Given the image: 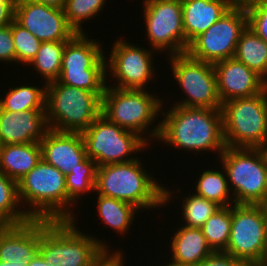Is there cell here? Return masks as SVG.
<instances>
[{
	"instance_id": "17",
	"label": "cell",
	"mask_w": 267,
	"mask_h": 266,
	"mask_svg": "<svg viewBox=\"0 0 267 266\" xmlns=\"http://www.w3.org/2000/svg\"><path fill=\"white\" fill-rule=\"evenodd\" d=\"M213 67L222 104L237 98L255 96L267 88V82L261 76L235 58L217 62Z\"/></svg>"
},
{
	"instance_id": "13",
	"label": "cell",
	"mask_w": 267,
	"mask_h": 266,
	"mask_svg": "<svg viewBox=\"0 0 267 266\" xmlns=\"http://www.w3.org/2000/svg\"><path fill=\"white\" fill-rule=\"evenodd\" d=\"M147 40L154 51H169L168 56L186 52L181 0H144Z\"/></svg>"
},
{
	"instance_id": "32",
	"label": "cell",
	"mask_w": 267,
	"mask_h": 266,
	"mask_svg": "<svg viewBox=\"0 0 267 266\" xmlns=\"http://www.w3.org/2000/svg\"><path fill=\"white\" fill-rule=\"evenodd\" d=\"M183 197L182 217L184 226L201 228L221 206L197 194ZM185 198V199H184Z\"/></svg>"
},
{
	"instance_id": "33",
	"label": "cell",
	"mask_w": 267,
	"mask_h": 266,
	"mask_svg": "<svg viewBox=\"0 0 267 266\" xmlns=\"http://www.w3.org/2000/svg\"><path fill=\"white\" fill-rule=\"evenodd\" d=\"M105 3L106 0H66L63 10L69 25L81 34L84 33L81 24L99 15Z\"/></svg>"
},
{
	"instance_id": "40",
	"label": "cell",
	"mask_w": 267,
	"mask_h": 266,
	"mask_svg": "<svg viewBox=\"0 0 267 266\" xmlns=\"http://www.w3.org/2000/svg\"><path fill=\"white\" fill-rule=\"evenodd\" d=\"M229 9L248 12L255 7L266 3L267 0H227Z\"/></svg>"
},
{
	"instance_id": "14",
	"label": "cell",
	"mask_w": 267,
	"mask_h": 266,
	"mask_svg": "<svg viewBox=\"0 0 267 266\" xmlns=\"http://www.w3.org/2000/svg\"><path fill=\"white\" fill-rule=\"evenodd\" d=\"M247 26L246 12L229 9L196 37L186 52L194 59L211 64L234 58L238 40Z\"/></svg>"
},
{
	"instance_id": "25",
	"label": "cell",
	"mask_w": 267,
	"mask_h": 266,
	"mask_svg": "<svg viewBox=\"0 0 267 266\" xmlns=\"http://www.w3.org/2000/svg\"><path fill=\"white\" fill-rule=\"evenodd\" d=\"M97 211L101 222L108 225L113 231L122 236L129 230L135 214L140 211L137 207L127 202L97 195Z\"/></svg>"
},
{
	"instance_id": "38",
	"label": "cell",
	"mask_w": 267,
	"mask_h": 266,
	"mask_svg": "<svg viewBox=\"0 0 267 266\" xmlns=\"http://www.w3.org/2000/svg\"><path fill=\"white\" fill-rule=\"evenodd\" d=\"M111 249H103L91 262L90 266H124L122 251L111 252Z\"/></svg>"
},
{
	"instance_id": "28",
	"label": "cell",
	"mask_w": 267,
	"mask_h": 266,
	"mask_svg": "<svg viewBox=\"0 0 267 266\" xmlns=\"http://www.w3.org/2000/svg\"><path fill=\"white\" fill-rule=\"evenodd\" d=\"M225 174V170H204V172L199 175L200 177L196 182L195 194L213 201L221 207L234 205V198L232 194H230L227 175Z\"/></svg>"
},
{
	"instance_id": "43",
	"label": "cell",
	"mask_w": 267,
	"mask_h": 266,
	"mask_svg": "<svg viewBox=\"0 0 267 266\" xmlns=\"http://www.w3.org/2000/svg\"><path fill=\"white\" fill-rule=\"evenodd\" d=\"M0 266H27V262L15 261V262L8 263V262H1L0 261Z\"/></svg>"
},
{
	"instance_id": "1",
	"label": "cell",
	"mask_w": 267,
	"mask_h": 266,
	"mask_svg": "<svg viewBox=\"0 0 267 266\" xmlns=\"http://www.w3.org/2000/svg\"><path fill=\"white\" fill-rule=\"evenodd\" d=\"M161 114L160 132L156 140L188 152L216 151L226 148L221 109L188 108L173 105ZM212 150V151H211Z\"/></svg>"
},
{
	"instance_id": "18",
	"label": "cell",
	"mask_w": 267,
	"mask_h": 266,
	"mask_svg": "<svg viewBox=\"0 0 267 266\" xmlns=\"http://www.w3.org/2000/svg\"><path fill=\"white\" fill-rule=\"evenodd\" d=\"M42 159L67 175L79 167L86 157V146L80 132H60L49 129L39 142Z\"/></svg>"
},
{
	"instance_id": "45",
	"label": "cell",
	"mask_w": 267,
	"mask_h": 266,
	"mask_svg": "<svg viewBox=\"0 0 267 266\" xmlns=\"http://www.w3.org/2000/svg\"><path fill=\"white\" fill-rule=\"evenodd\" d=\"M162 266H180V265L172 263V262H167V264L162 265Z\"/></svg>"
},
{
	"instance_id": "21",
	"label": "cell",
	"mask_w": 267,
	"mask_h": 266,
	"mask_svg": "<svg viewBox=\"0 0 267 266\" xmlns=\"http://www.w3.org/2000/svg\"><path fill=\"white\" fill-rule=\"evenodd\" d=\"M181 4L186 51L196 37L229 10L227 0H181Z\"/></svg>"
},
{
	"instance_id": "42",
	"label": "cell",
	"mask_w": 267,
	"mask_h": 266,
	"mask_svg": "<svg viewBox=\"0 0 267 266\" xmlns=\"http://www.w3.org/2000/svg\"><path fill=\"white\" fill-rule=\"evenodd\" d=\"M27 266H54L53 264L47 263L40 253L27 263Z\"/></svg>"
},
{
	"instance_id": "19",
	"label": "cell",
	"mask_w": 267,
	"mask_h": 266,
	"mask_svg": "<svg viewBox=\"0 0 267 266\" xmlns=\"http://www.w3.org/2000/svg\"><path fill=\"white\" fill-rule=\"evenodd\" d=\"M48 130L45 109H32L16 113L0 107V141L2 145L40 142Z\"/></svg>"
},
{
	"instance_id": "24",
	"label": "cell",
	"mask_w": 267,
	"mask_h": 266,
	"mask_svg": "<svg viewBox=\"0 0 267 266\" xmlns=\"http://www.w3.org/2000/svg\"><path fill=\"white\" fill-rule=\"evenodd\" d=\"M234 58L267 82V43L248 26L238 40Z\"/></svg>"
},
{
	"instance_id": "47",
	"label": "cell",
	"mask_w": 267,
	"mask_h": 266,
	"mask_svg": "<svg viewBox=\"0 0 267 266\" xmlns=\"http://www.w3.org/2000/svg\"><path fill=\"white\" fill-rule=\"evenodd\" d=\"M0 2H16V0H0Z\"/></svg>"
},
{
	"instance_id": "23",
	"label": "cell",
	"mask_w": 267,
	"mask_h": 266,
	"mask_svg": "<svg viewBox=\"0 0 267 266\" xmlns=\"http://www.w3.org/2000/svg\"><path fill=\"white\" fill-rule=\"evenodd\" d=\"M39 142L2 145L0 149V171L18 182L41 160Z\"/></svg>"
},
{
	"instance_id": "22",
	"label": "cell",
	"mask_w": 267,
	"mask_h": 266,
	"mask_svg": "<svg viewBox=\"0 0 267 266\" xmlns=\"http://www.w3.org/2000/svg\"><path fill=\"white\" fill-rule=\"evenodd\" d=\"M171 237L172 263L180 266H197L213 253L201 228L182 227Z\"/></svg>"
},
{
	"instance_id": "44",
	"label": "cell",
	"mask_w": 267,
	"mask_h": 266,
	"mask_svg": "<svg viewBox=\"0 0 267 266\" xmlns=\"http://www.w3.org/2000/svg\"><path fill=\"white\" fill-rule=\"evenodd\" d=\"M262 210H263V214L265 217V223H266V228H267V200L263 203L260 204Z\"/></svg>"
},
{
	"instance_id": "37",
	"label": "cell",
	"mask_w": 267,
	"mask_h": 266,
	"mask_svg": "<svg viewBox=\"0 0 267 266\" xmlns=\"http://www.w3.org/2000/svg\"><path fill=\"white\" fill-rule=\"evenodd\" d=\"M242 260L236 259L225 252H213L197 266H247Z\"/></svg>"
},
{
	"instance_id": "48",
	"label": "cell",
	"mask_w": 267,
	"mask_h": 266,
	"mask_svg": "<svg viewBox=\"0 0 267 266\" xmlns=\"http://www.w3.org/2000/svg\"><path fill=\"white\" fill-rule=\"evenodd\" d=\"M263 149H264V151H265V153L267 155V143H266V145H265V147Z\"/></svg>"
},
{
	"instance_id": "26",
	"label": "cell",
	"mask_w": 267,
	"mask_h": 266,
	"mask_svg": "<svg viewBox=\"0 0 267 266\" xmlns=\"http://www.w3.org/2000/svg\"><path fill=\"white\" fill-rule=\"evenodd\" d=\"M96 171L97 165L95 161L87 156L79 163V167L71 169L70 172L65 175L68 193V220L77 221L74 216L75 213L69 209L71 208L70 206L81 199L80 196H83L85 192H95Z\"/></svg>"
},
{
	"instance_id": "9",
	"label": "cell",
	"mask_w": 267,
	"mask_h": 266,
	"mask_svg": "<svg viewBox=\"0 0 267 266\" xmlns=\"http://www.w3.org/2000/svg\"><path fill=\"white\" fill-rule=\"evenodd\" d=\"M226 147L264 148L267 143V88L252 97L222 104Z\"/></svg>"
},
{
	"instance_id": "35",
	"label": "cell",
	"mask_w": 267,
	"mask_h": 266,
	"mask_svg": "<svg viewBox=\"0 0 267 266\" xmlns=\"http://www.w3.org/2000/svg\"><path fill=\"white\" fill-rule=\"evenodd\" d=\"M248 27L267 43V2L247 12Z\"/></svg>"
},
{
	"instance_id": "27",
	"label": "cell",
	"mask_w": 267,
	"mask_h": 266,
	"mask_svg": "<svg viewBox=\"0 0 267 266\" xmlns=\"http://www.w3.org/2000/svg\"><path fill=\"white\" fill-rule=\"evenodd\" d=\"M41 87L21 85L12 87L0 98V107L6 111L23 112L32 109H45L46 84Z\"/></svg>"
},
{
	"instance_id": "7",
	"label": "cell",
	"mask_w": 267,
	"mask_h": 266,
	"mask_svg": "<svg viewBox=\"0 0 267 266\" xmlns=\"http://www.w3.org/2000/svg\"><path fill=\"white\" fill-rule=\"evenodd\" d=\"M235 204L260 205L267 200V155L262 148L226 147L217 155Z\"/></svg>"
},
{
	"instance_id": "39",
	"label": "cell",
	"mask_w": 267,
	"mask_h": 266,
	"mask_svg": "<svg viewBox=\"0 0 267 266\" xmlns=\"http://www.w3.org/2000/svg\"><path fill=\"white\" fill-rule=\"evenodd\" d=\"M15 15V2H0V27L12 23Z\"/></svg>"
},
{
	"instance_id": "2",
	"label": "cell",
	"mask_w": 267,
	"mask_h": 266,
	"mask_svg": "<svg viewBox=\"0 0 267 266\" xmlns=\"http://www.w3.org/2000/svg\"><path fill=\"white\" fill-rule=\"evenodd\" d=\"M143 168L140 159L97 167L95 193L127 202L139 210L150 211L169 204L173 191L158 184Z\"/></svg>"
},
{
	"instance_id": "29",
	"label": "cell",
	"mask_w": 267,
	"mask_h": 266,
	"mask_svg": "<svg viewBox=\"0 0 267 266\" xmlns=\"http://www.w3.org/2000/svg\"><path fill=\"white\" fill-rule=\"evenodd\" d=\"M68 41L42 42L29 65L38 71L45 84L57 81L61 74L62 58Z\"/></svg>"
},
{
	"instance_id": "10",
	"label": "cell",
	"mask_w": 267,
	"mask_h": 266,
	"mask_svg": "<svg viewBox=\"0 0 267 266\" xmlns=\"http://www.w3.org/2000/svg\"><path fill=\"white\" fill-rule=\"evenodd\" d=\"M82 136L87 156L97 167L135 160L138 157H131V154L134 156L149 146L137 133L119 127L102 114L82 132Z\"/></svg>"
},
{
	"instance_id": "12",
	"label": "cell",
	"mask_w": 267,
	"mask_h": 266,
	"mask_svg": "<svg viewBox=\"0 0 267 266\" xmlns=\"http://www.w3.org/2000/svg\"><path fill=\"white\" fill-rule=\"evenodd\" d=\"M172 75L188 97L174 105L221 109L213 64L192 58L187 52L169 56ZM173 70V71H172Z\"/></svg>"
},
{
	"instance_id": "5",
	"label": "cell",
	"mask_w": 267,
	"mask_h": 266,
	"mask_svg": "<svg viewBox=\"0 0 267 266\" xmlns=\"http://www.w3.org/2000/svg\"><path fill=\"white\" fill-rule=\"evenodd\" d=\"M74 220L50 221L40 219L39 253L54 266H90L103 249L110 247L82 233Z\"/></svg>"
},
{
	"instance_id": "36",
	"label": "cell",
	"mask_w": 267,
	"mask_h": 266,
	"mask_svg": "<svg viewBox=\"0 0 267 266\" xmlns=\"http://www.w3.org/2000/svg\"><path fill=\"white\" fill-rule=\"evenodd\" d=\"M0 61L7 63L16 62L12 23L6 27H0Z\"/></svg>"
},
{
	"instance_id": "46",
	"label": "cell",
	"mask_w": 267,
	"mask_h": 266,
	"mask_svg": "<svg viewBox=\"0 0 267 266\" xmlns=\"http://www.w3.org/2000/svg\"><path fill=\"white\" fill-rule=\"evenodd\" d=\"M247 266H267V264H251V265H247Z\"/></svg>"
},
{
	"instance_id": "8",
	"label": "cell",
	"mask_w": 267,
	"mask_h": 266,
	"mask_svg": "<svg viewBox=\"0 0 267 266\" xmlns=\"http://www.w3.org/2000/svg\"><path fill=\"white\" fill-rule=\"evenodd\" d=\"M99 41L77 33L64 49L58 81L96 93L101 99L107 85L106 55Z\"/></svg>"
},
{
	"instance_id": "20",
	"label": "cell",
	"mask_w": 267,
	"mask_h": 266,
	"mask_svg": "<svg viewBox=\"0 0 267 266\" xmlns=\"http://www.w3.org/2000/svg\"><path fill=\"white\" fill-rule=\"evenodd\" d=\"M40 219L0 226V261L30 262L39 253Z\"/></svg>"
},
{
	"instance_id": "34",
	"label": "cell",
	"mask_w": 267,
	"mask_h": 266,
	"mask_svg": "<svg viewBox=\"0 0 267 266\" xmlns=\"http://www.w3.org/2000/svg\"><path fill=\"white\" fill-rule=\"evenodd\" d=\"M12 37L16 52V62H22L25 66L29 65L35 58L42 42L15 19L12 21Z\"/></svg>"
},
{
	"instance_id": "15",
	"label": "cell",
	"mask_w": 267,
	"mask_h": 266,
	"mask_svg": "<svg viewBox=\"0 0 267 266\" xmlns=\"http://www.w3.org/2000/svg\"><path fill=\"white\" fill-rule=\"evenodd\" d=\"M112 48L106 61V68L109 69L107 76L110 72V75L117 80L112 87L146 90L148 82L156 72L152 57L155 51L130 44L121 38L115 41Z\"/></svg>"
},
{
	"instance_id": "31",
	"label": "cell",
	"mask_w": 267,
	"mask_h": 266,
	"mask_svg": "<svg viewBox=\"0 0 267 266\" xmlns=\"http://www.w3.org/2000/svg\"><path fill=\"white\" fill-rule=\"evenodd\" d=\"M232 224V206L220 207L201 227L213 252H224L229 243Z\"/></svg>"
},
{
	"instance_id": "16",
	"label": "cell",
	"mask_w": 267,
	"mask_h": 266,
	"mask_svg": "<svg viewBox=\"0 0 267 266\" xmlns=\"http://www.w3.org/2000/svg\"><path fill=\"white\" fill-rule=\"evenodd\" d=\"M14 19L41 42L69 41L77 34L63 9L38 2L16 0Z\"/></svg>"
},
{
	"instance_id": "41",
	"label": "cell",
	"mask_w": 267,
	"mask_h": 266,
	"mask_svg": "<svg viewBox=\"0 0 267 266\" xmlns=\"http://www.w3.org/2000/svg\"><path fill=\"white\" fill-rule=\"evenodd\" d=\"M27 1L42 3L46 6H50V7H54L58 9H63L66 3V0H27Z\"/></svg>"
},
{
	"instance_id": "3",
	"label": "cell",
	"mask_w": 267,
	"mask_h": 266,
	"mask_svg": "<svg viewBox=\"0 0 267 266\" xmlns=\"http://www.w3.org/2000/svg\"><path fill=\"white\" fill-rule=\"evenodd\" d=\"M17 187L21 209L23 205L29 206L23 208L30 219L68 220L65 175L56 167L41 158L37 165L17 182Z\"/></svg>"
},
{
	"instance_id": "11",
	"label": "cell",
	"mask_w": 267,
	"mask_h": 266,
	"mask_svg": "<svg viewBox=\"0 0 267 266\" xmlns=\"http://www.w3.org/2000/svg\"><path fill=\"white\" fill-rule=\"evenodd\" d=\"M251 264H267V228L260 205H232L229 243L224 251Z\"/></svg>"
},
{
	"instance_id": "4",
	"label": "cell",
	"mask_w": 267,
	"mask_h": 266,
	"mask_svg": "<svg viewBox=\"0 0 267 266\" xmlns=\"http://www.w3.org/2000/svg\"><path fill=\"white\" fill-rule=\"evenodd\" d=\"M149 93L147 89H121L112 87V84L106 85L102 96L101 114L119 127L137 133L150 144V141H156L159 136V122L151 130L149 128L159 117L164 102L159 96L155 97Z\"/></svg>"
},
{
	"instance_id": "30",
	"label": "cell",
	"mask_w": 267,
	"mask_h": 266,
	"mask_svg": "<svg viewBox=\"0 0 267 266\" xmlns=\"http://www.w3.org/2000/svg\"><path fill=\"white\" fill-rule=\"evenodd\" d=\"M19 207L17 182L0 171V226L28 222L30 218Z\"/></svg>"
},
{
	"instance_id": "6",
	"label": "cell",
	"mask_w": 267,
	"mask_h": 266,
	"mask_svg": "<svg viewBox=\"0 0 267 266\" xmlns=\"http://www.w3.org/2000/svg\"><path fill=\"white\" fill-rule=\"evenodd\" d=\"M101 109L102 99L94 92L58 80L46 84L45 112L51 130L82 133L101 115Z\"/></svg>"
}]
</instances>
